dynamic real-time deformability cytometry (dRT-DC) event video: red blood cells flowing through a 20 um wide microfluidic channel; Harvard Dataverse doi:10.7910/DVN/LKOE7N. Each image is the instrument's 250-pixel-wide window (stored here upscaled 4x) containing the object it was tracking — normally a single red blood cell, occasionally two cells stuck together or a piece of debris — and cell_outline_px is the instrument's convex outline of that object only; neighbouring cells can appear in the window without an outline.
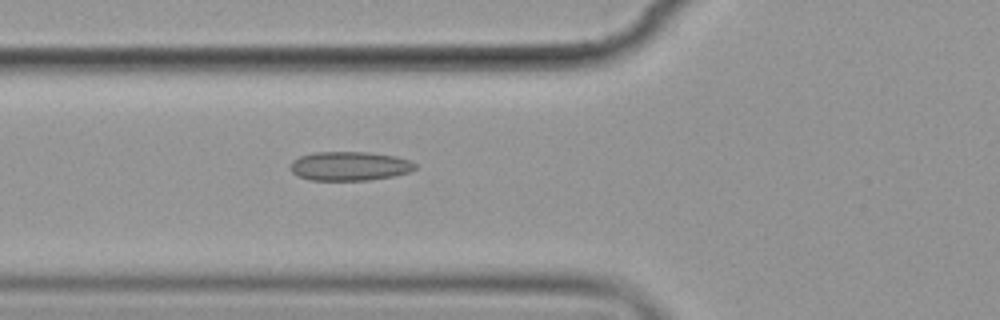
{"species": "common noctule bat (a hibernating species)", "species_latin": "Nyctalus noctula", "temperature_condition": "cold", "stored_images_in_passage": 7, "camera_frame_rate_fps": 3000, "um_per_image_px": 0.085, "animal": {"sex": "female", "body_mass_g": 19.9}, "frame": {"image": 1, "passage_image": 7, "time_ms": 6.667, "image_size_px": [1000, 320], "cell_outline_px": [[416, 168], [408, 172], [396, 176], [368, 180], [308, 180], [296, 176], [288, 168], [288, 164], [292, 160], [300, 156], [316, 152], [368, 152], [396, 156], [408, 160], [416, 164]], "centroid_in_image_um": [29.66, 14.12], "position_along_channel_um": 96.1, "area_um2": 21.39}}